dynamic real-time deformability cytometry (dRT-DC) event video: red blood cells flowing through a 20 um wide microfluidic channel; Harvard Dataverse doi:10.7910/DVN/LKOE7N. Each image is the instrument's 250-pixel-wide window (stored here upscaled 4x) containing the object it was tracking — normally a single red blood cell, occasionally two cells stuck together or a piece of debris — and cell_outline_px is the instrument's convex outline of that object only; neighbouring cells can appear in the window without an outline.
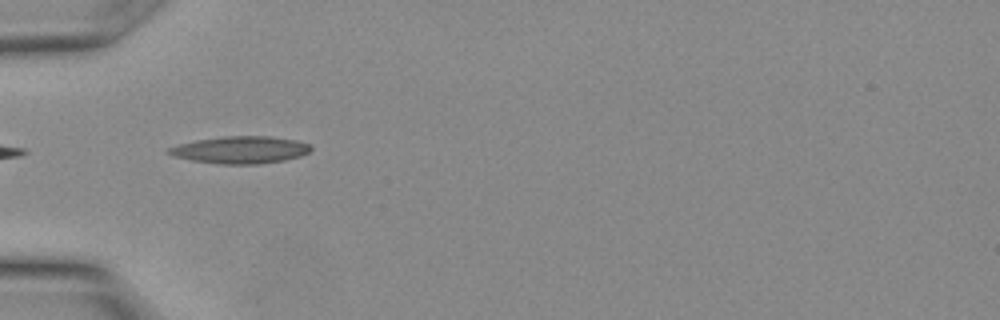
{"species": "Egyptian fruit bat (a non-hibernating species)", "species_latin": "Rousettus aegyptiacus", "temperature_condition": "warm", "stored_images_in_passage": 8, "camera_frame_rate_fps": 3000, "um_per_image_px": 0.085, "animal": {"sex": "female"}, "frame": {"image": 1, "passage_image": 1, "time_ms": 0.0, "image_size_px": [1000, 320], "cell_outline_px": [[312, 148], [308, 152], [300, 156], [284, 160], [256, 164], [220, 164], [192, 160], [176, 156], [168, 152], [168, 148], [180, 144], [196, 140], [224, 136], [268, 136], [296, 140], [308, 144]], "centroid_in_image_um": [20.46, 12.73], "position_along_channel_um": 64.5, "area_um2": 22.2}}
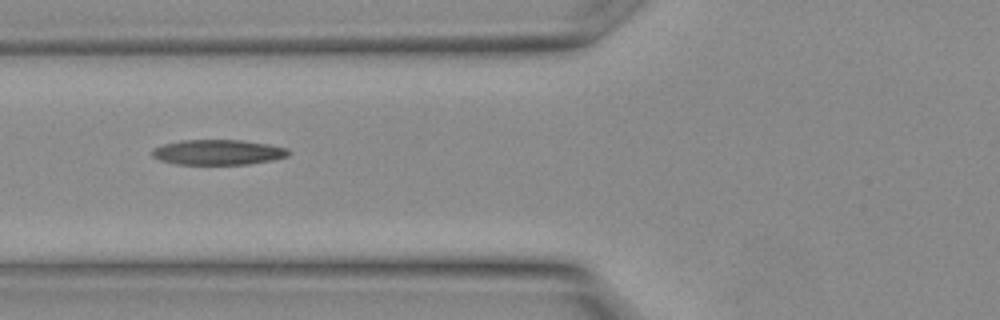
{"frame": {"image": 2, "passage_image": 3, "time_ms": 0.667, "image_size_px": [1000, 320], "cell_outline_px": [[288, 156], [272, 160], [248, 164], [176, 164], [160, 160], [152, 156], [152, 148], [164, 144], [180, 140], [240, 140], [268, 144], [288, 148]], "centroid_in_image_um": [18.51, 12.94], "position_along_channel_um": 107.3, "area_um2": 19.94}}
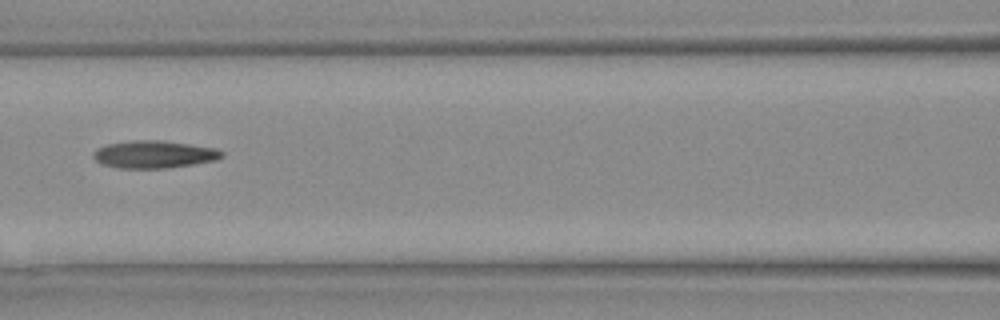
{"frame": {"image": 3, "passage_image": 5, "time_ms": 1.333, "image_size_px": [1000, 320], "cell_outline_px": [[224, 156], [216, 160], [192, 164], [164, 168], [120, 168], [104, 164], [96, 160], [92, 156], [92, 152], [96, 148], [108, 144], [132, 140], [156, 140], [188, 144], [216, 148], [224, 152]], "centroid_in_image_um": [13.09, 13.11], "position_along_channel_um": 153.5, "area_um2": 20.4}}